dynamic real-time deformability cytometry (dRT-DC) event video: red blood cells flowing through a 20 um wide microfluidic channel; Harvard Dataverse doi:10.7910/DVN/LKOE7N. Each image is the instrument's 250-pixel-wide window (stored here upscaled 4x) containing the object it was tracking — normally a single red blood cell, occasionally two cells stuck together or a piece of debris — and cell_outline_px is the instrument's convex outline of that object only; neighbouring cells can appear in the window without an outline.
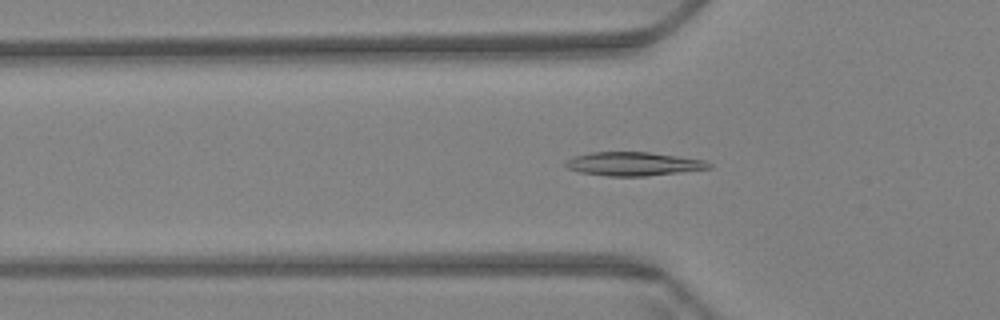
{"species": "Egyptian fruit bat (a non-hibernating species)", "species_latin": "Rousettus aegyptiacus", "temperature_condition": "warm", "stored_images_in_passage": 56, "camera_frame_rate_fps": 3000, "um_per_image_px": 0.085, "animal": {"sex": "female"}, "frame": {"image": 1, "passage_image": 20, "time_ms": 6.333, "image_size_px": [1000, 320], "cell_outline_px": [[712, 168], [644, 176], [608, 176], [580, 172], [568, 168], [564, 164], [572, 156], [588, 152], [648, 152], [704, 160], [712, 164]], "centroid_in_image_um": [53.81, 13.92], "position_along_channel_um": 72.0, "area_um2": 19.59}}
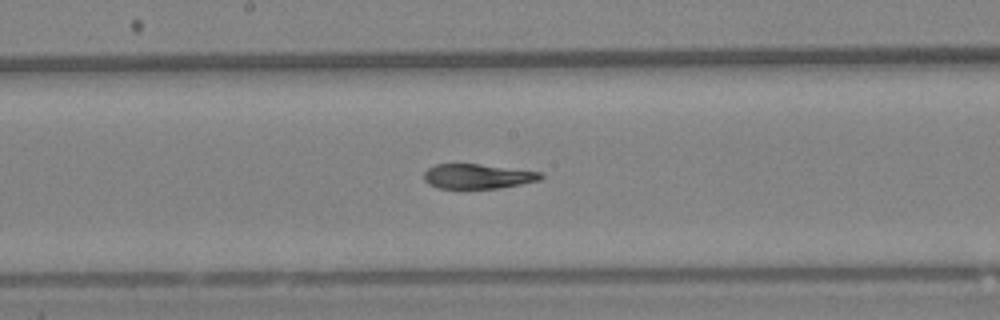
{"frame": {"image": 2, "passage_image": 32, "time_ms": 10.333, "image_size_px": [1000, 320], "cell_outline_px": [[544, 176], [540, 180], [500, 188], [436, 188], [428, 184], [424, 180], [424, 172], [428, 168], [436, 164], [480, 164], [540, 172]], "centroid_in_image_um": [40.57, 14.99], "position_along_channel_um": 207.6, "area_um2": 16.76}}
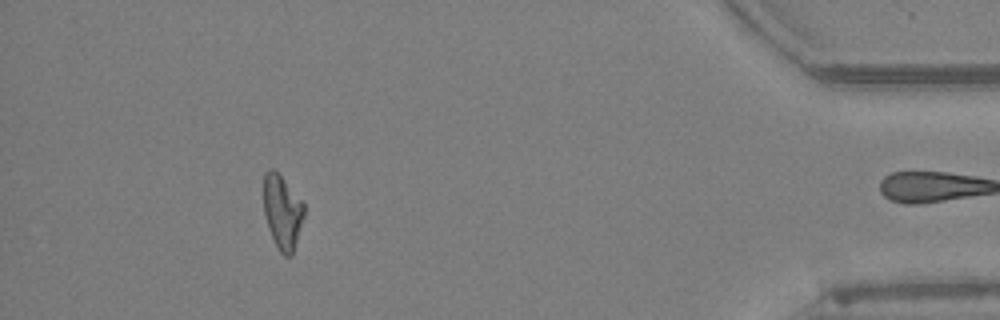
{"frame": {"image": 3, "passage_image": 55, "time_ms": 18.0, "image_size_px": [1000, 320], "cell_outline_px": [[304, 216], [292, 256], [284, 256], [280, 252], [272, 236], [264, 212], [264, 172], [268, 168], [272, 168], [284, 180], [304, 204]], "centroid_in_image_um": [24.0, 18.02], "position_along_channel_um": 411.2, "area_um2": 17.05}, "authors_computed_cell_mechanics": {"area_um2": 18.5538, "velocity_mm_per_s": 3.3979, "shape_relaxation_time_tau1_ms": null, "shape_relaxation_time_tau2_ms": 3.6284, "deformation_change_tau1": null, "deformation_change_tau2": 0.0898}}